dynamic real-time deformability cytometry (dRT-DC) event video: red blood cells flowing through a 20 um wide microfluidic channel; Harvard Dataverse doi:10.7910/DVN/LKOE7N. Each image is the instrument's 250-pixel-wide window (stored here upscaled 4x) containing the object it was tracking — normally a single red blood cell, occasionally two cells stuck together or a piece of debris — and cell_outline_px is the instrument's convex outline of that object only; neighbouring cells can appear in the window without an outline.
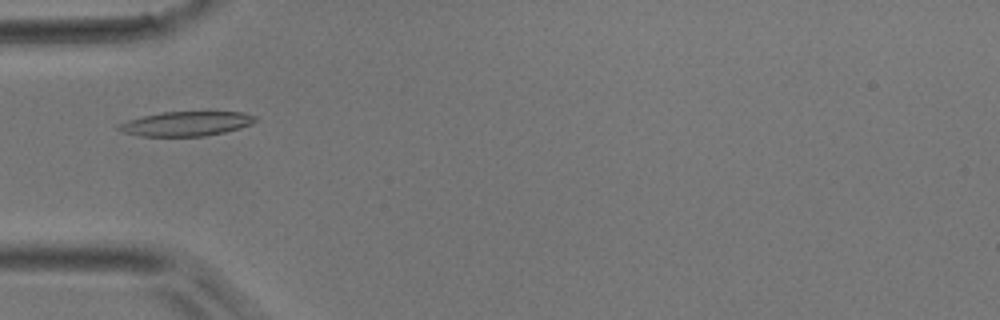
{"species": "common noctule bat (a hibernating species)", "species_latin": "Nyctalus noctula", "temperature_condition": "room temperature", "stored_images_in_passage": 21, "camera_frame_rate_fps": 3000, "um_per_image_px": 0.085, "animal": {"sex": "male", "body_mass_g": 17.9}, "frame": {"image": 1, "passage_image": 13, "time_ms": 4.0, "image_size_px": [1000, 320], "cell_outline_px": [[260, 120], [252, 124], [240, 128], [224, 132], [204, 136], [140, 136], [120, 132], [116, 128], [120, 124], [128, 120], [144, 116], [164, 112], [244, 112], [256, 116]], "centroid_in_image_um": [15.87, 10.52], "position_along_channel_um": 69.1, "area_um2": 19.54}}
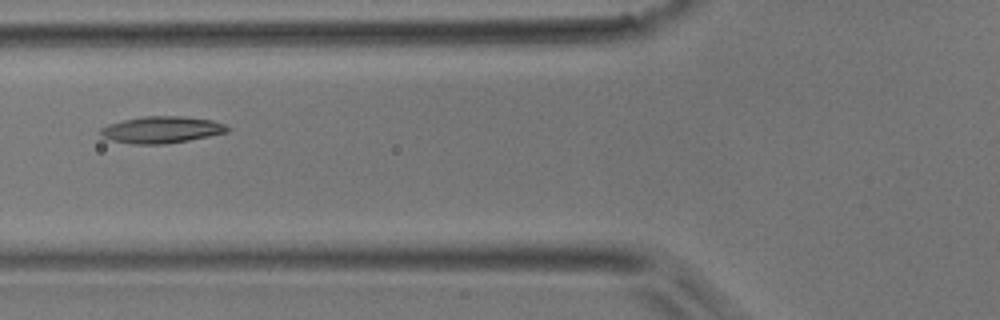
{"frame": {"image": 2, "passage_image": 16, "time_ms": 5.0, "image_size_px": [1000, 320], "cell_outline_px": [[228, 132], [188, 140], [164, 144], [132, 144], [112, 140], [100, 136], [96, 132], [100, 128], [108, 124], [124, 120], [144, 116], [180, 116], [212, 120], [224, 124], [228, 128]], "centroid_in_image_um": [13.66, 11.03], "position_along_channel_um": 112.1, "area_um2": 19.71}}
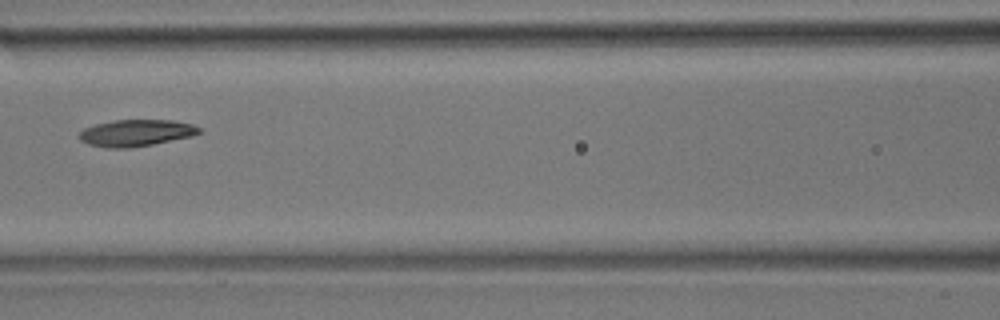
{"frame": {"image": 3, "passage_image": 19, "time_ms": 6.0, "image_size_px": [1000, 320], "cell_outline_px": [[200, 132], [192, 136], [152, 144], [128, 148], [104, 148], [88, 144], [80, 140], [80, 132], [84, 128], [96, 124], [116, 120], [172, 120], [192, 124], [200, 128]], "centroid_in_image_um": [11.55, 11.3], "position_along_channel_um": 155.1, "area_um2": 18.5}}